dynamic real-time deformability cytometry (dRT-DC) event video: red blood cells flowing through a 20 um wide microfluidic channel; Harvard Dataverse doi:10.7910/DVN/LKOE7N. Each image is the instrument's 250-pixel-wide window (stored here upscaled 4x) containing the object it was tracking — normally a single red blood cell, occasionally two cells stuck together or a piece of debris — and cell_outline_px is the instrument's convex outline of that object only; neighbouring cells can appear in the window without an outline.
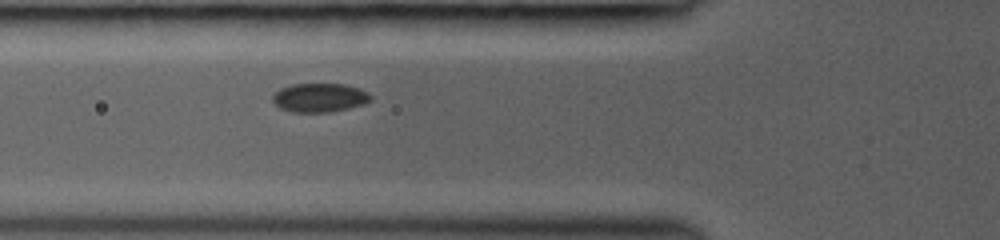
{"species": "common noctule bat (a hibernating species)", "species_latin": "Nyctalus noctula", "temperature_condition": "room temperature", "stored_images_in_passage": 18, "camera_frame_rate_fps": 3000, "um_per_image_px": 0.085, "animal": {"sex": "female", "body_mass_g": 19.0, "forearm_length_mm": 53.3}, "frame": {"image": 1, "passage_image": 3, "time_ms": 1.333, "image_size_px": [1000, 240], "cell_outline_px": [[372, 100], [364, 104], [332, 112], [292, 112], [280, 108], [272, 100], [272, 96], [280, 88], [292, 84], [344, 84], [360, 88], [368, 92], [372, 96]], "centroid_in_image_um": [27.19, 8.3], "position_along_channel_um": 98.6, "area_um2": 16.59}}
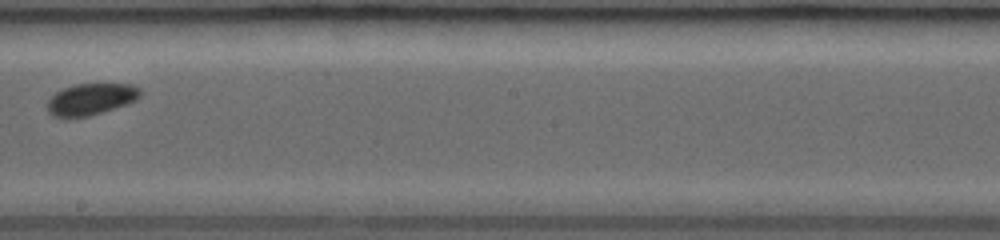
{"frame": {"image": 2, "passage_image": 9, "time_ms": 4.667, "image_size_px": [1000, 240], "cell_outline_px": [[140, 96], [136, 100], [128, 104], [88, 116], [68, 120], [52, 116], [48, 112], [48, 100], [56, 92], [64, 88], [76, 84], [132, 84], [140, 88]], "centroid_in_image_um": [7.7, 8.46], "position_along_channel_um": 240.5, "area_um2": 17.34}}
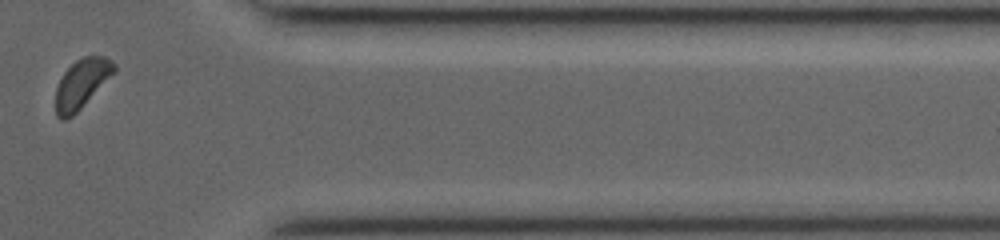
{"frame": {"image": 3, "passage_image": 16, "time_ms": 8.667, "image_size_px": [1000, 240], "cell_outline_px": [[116, 72], [72, 116], [64, 120], [60, 120], [56, 116], [56, 88], [64, 72], [76, 60], [84, 56], [104, 56], [116, 64]], "centroid_in_image_um": [6.95, 7.11], "position_along_channel_um": 404.5, "area_um2": 16.59}}